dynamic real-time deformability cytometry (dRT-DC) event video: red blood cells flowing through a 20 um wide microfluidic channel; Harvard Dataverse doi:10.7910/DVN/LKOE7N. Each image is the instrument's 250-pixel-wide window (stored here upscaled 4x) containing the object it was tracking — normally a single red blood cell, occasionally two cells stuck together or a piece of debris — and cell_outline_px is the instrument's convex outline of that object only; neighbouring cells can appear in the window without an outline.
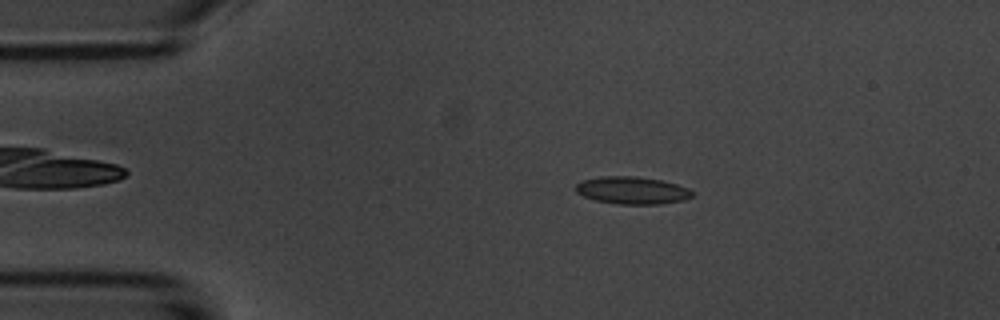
{"species": "common noctule bat (a hibernating species)", "species_latin": "Nyctalus noctula", "temperature_condition": "room temperature", "stored_images_in_passage": 4, "camera_frame_rate_fps": 3000, "um_per_image_px": 0.085, "animal": {"sex": "male", "body_mass_g": 20.1, "forearm_length_mm": 53.5}, "frame": {"image": 1, "passage_image": 2, "time_ms": 1.0, "image_size_px": [1000, 320], "cell_outline_px": [[692, 196], [684, 200], [660, 204], [616, 204], [596, 200], [584, 196], [576, 192], [576, 184], [580, 180], [600, 176], [636, 176], [660, 180], [676, 184], [688, 188], [692, 192]], "centroid_in_image_um": [53.7, 16.17], "position_along_channel_um": 31.3, "area_um2": 18.61}}
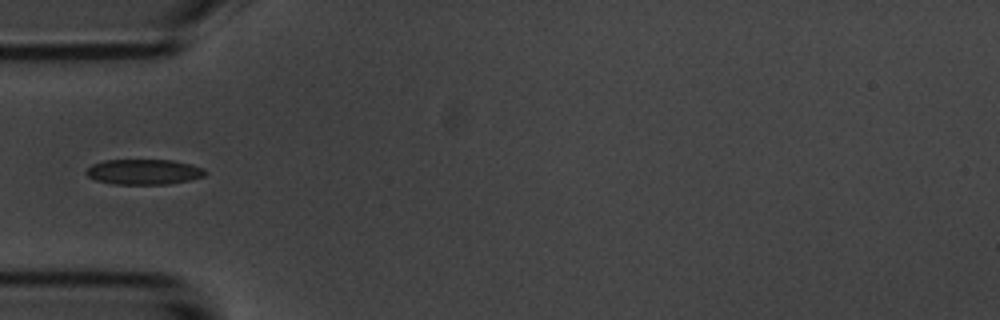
{"frame": {"image": 2, "passage_image": 4, "time_ms": 3.333, "image_size_px": [1000, 320], "cell_outline_px": [[208, 172], [204, 176], [188, 180], [168, 184], [112, 184], [96, 180], [88, 176], [84, 172], [92, 164], [104, 160], [172, 160], [192, 164], [204, 168]], "centroid_in_image_um": [12.23, 14.6], "position_along_channel_um": 72.8, "area_um2": 17.63}}